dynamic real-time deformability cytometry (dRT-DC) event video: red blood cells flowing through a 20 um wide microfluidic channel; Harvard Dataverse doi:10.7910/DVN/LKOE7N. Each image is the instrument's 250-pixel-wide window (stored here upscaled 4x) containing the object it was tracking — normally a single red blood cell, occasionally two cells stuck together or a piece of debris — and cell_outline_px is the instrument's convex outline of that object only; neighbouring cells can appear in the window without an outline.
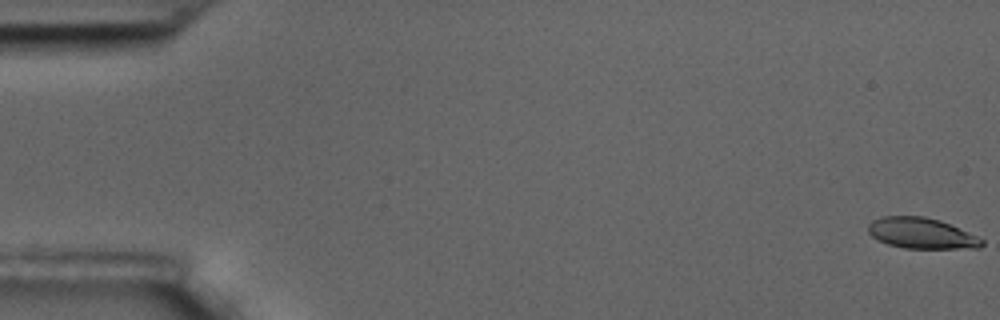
{"species": "common noctule bat (a hibernating species)", "species_latin": "Nyctalus noctula", "temperature_condition": "room temperature", "stored_images_in_passage": 59, "camera_frame_rate_fps": 3000, "um_per_image_px": 0.085, "animal": {"sex": "male", "body_mass_g": 17.5, "forearm_length_mm": 52.3}, "frame": {"image": 1, "passage_image": 1, "time_ms": 0.0, "image_size_px": [1000, 320], "cell_outline_px": [[984, 244], [980, 248], [904, 248], [888, 244], [872, 236], [868, 232], [868, 224], [872, 220], [880, 216], [924, 216], [940, 220], [976, 236], [984, 240]], "centroid_in_image_um": [78.3, 19.82], "position_along_channel_um": 6.7, "area_um2": 20.29}}
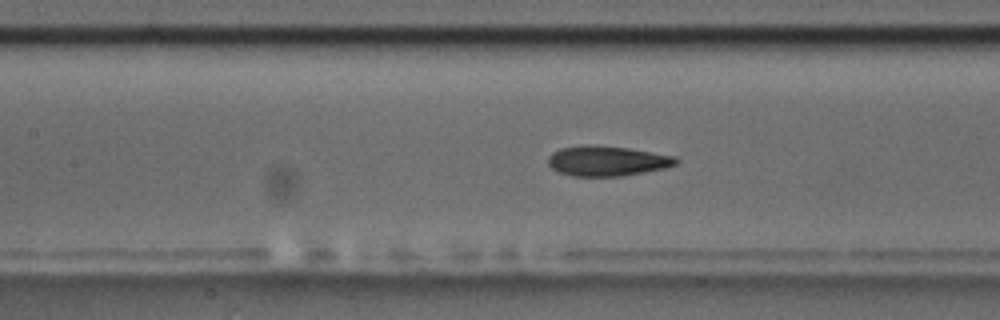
{"frame": {"image": 2, "passage_image": 27, "time_ms": 8.667, "image_size_px": [1000, 320], "cell_outline_px": [[680, 160], [676, 164], [668, 168], [620, 176], [572, 176], [556, 172], [548, 164], [548, 156], [552, 152], [560, 148], [584, 144], [592, 144], [628, 148], [676, 156]], "centroid_in_image_um": [51.59, 13.67], "position_along_channel_um": 155.8, "area_um2": 22.77}}
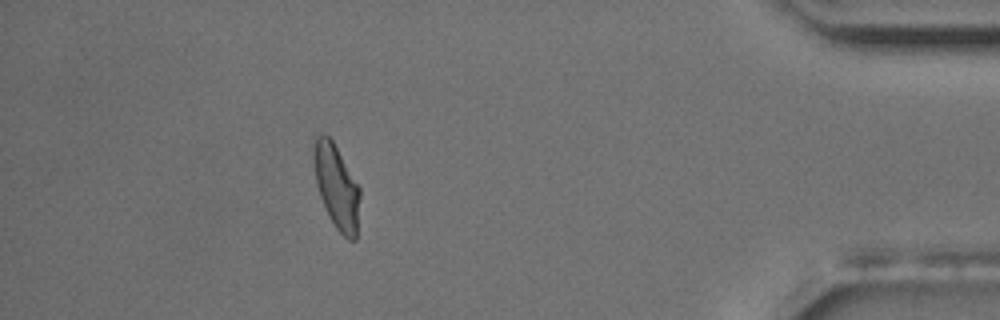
{"frame": {"image": 3, "passage_image": 53, "time_ms": 17.333, "image_size_px": [1000, 320], "cell_outline_px": [[360, 196], [356, 240], [348, 240], [336, 228], [320, 196], [316, 184], [312, 160], [312, 136], [324, 132], [332, 140], [360, 184]], "centroid_in_image_um": [28.59, 15.76], "position_along_channel_um": 406.6, "area_um2": 23.18}, "authors_computed_cell_mechanics": {"area_um2": 22.1952, "velocity_mm_per_s": 3.4716, "shape_relaxation_time_tau1_ms": 4.2902, "shape_relaxation_time_tau2_ms": 1.5447, "deformation_change_tau1": 0.1553, "deformation_change_tau2": 0.083}}